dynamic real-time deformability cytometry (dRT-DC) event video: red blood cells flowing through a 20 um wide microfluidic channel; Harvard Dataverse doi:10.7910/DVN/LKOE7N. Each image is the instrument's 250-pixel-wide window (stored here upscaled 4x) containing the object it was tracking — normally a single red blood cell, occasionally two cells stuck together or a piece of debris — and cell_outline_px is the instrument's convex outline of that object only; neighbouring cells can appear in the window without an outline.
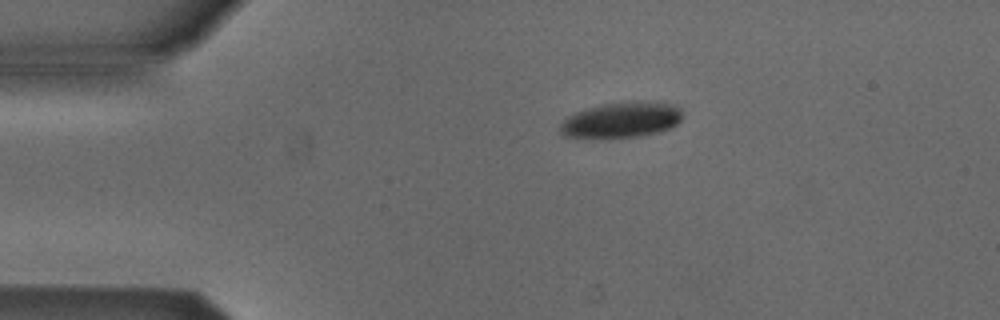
{"species": "Egyptian fruit bat (a non-hibernating species)", "species_latin": "Rousettus aegyptiacus", "temperature_condition": "cold", "stored_images_in_passage": 37, "camera_frame_rate_fps": 3000, "um_per_image_px": 0.085, "animal": {"sex": "male"}, "frame": {"image": 1, "passage_image": 1, "time_ms": 0.0, "image_size_px": [1000, 320], "cell_outline_px": [[680, 120], [672, 128], [660, 132], [640, 136], [608, 140], [592, 140], [564, 136], [560, 132], [560, 124], [568, 116], [576, 112], [588, 108], [604, 104], [624, 100], [656, 100], [676, 104], [680, 108]], "centroid_in_image_um": [52.82, 10.21], "position_along_channel_um": 32.2, "area_um2": 26.7}}
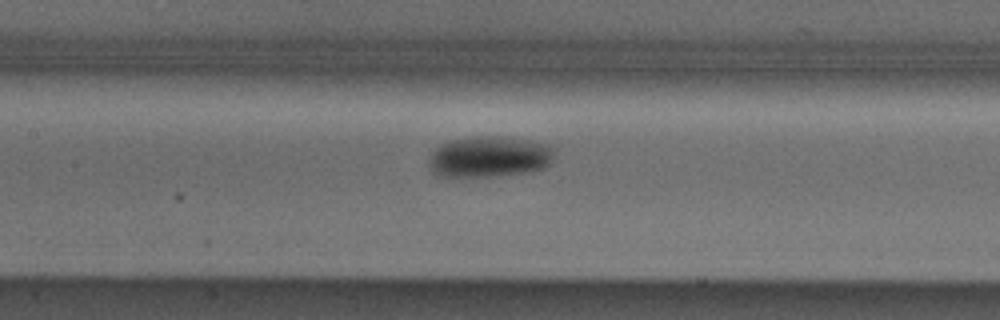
{"frame": {"image": 2, "passage_image": 15, "time_ms": 4.667, "image_size_px": [1000, 320], "cell_outline_px": [[552, 160], [544, 168], [524, 172], [488, 176], [436, 176], [432, 172], [428, 164], [428, 160], [432, 152], [440, 144], [452, 140], [472, 136], [500, 136], [528, 140], [548, 144], [552, 148]], "centroid_in_image_um": [41.53, 13.31], "position_along_channel_um": 165.9, "area_um2": 29.82}}
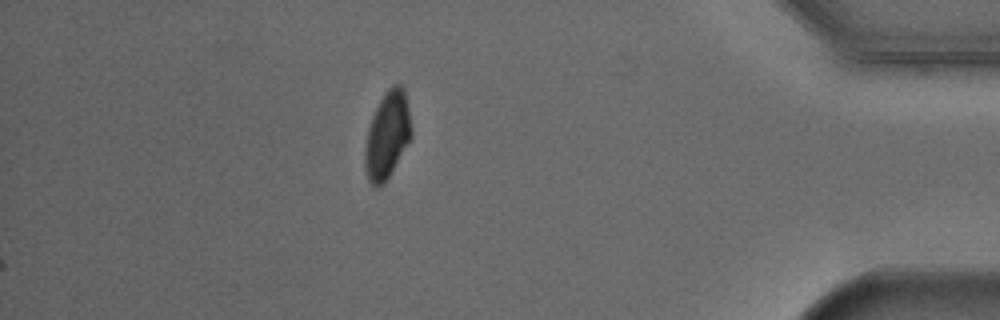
{"frame": {"image": 3, "passage_image": 37, "time_ms": 12.0, "image_size_px": [1000, 320], "cell_outline_px": [[412, 136], [388, 176], [380, 184], [372, 184], [368, 180], [364, 164], [364, 152], [368, 128], [372, 116], [384, 92], [392, 84], [400, 84], [404, 88], [412, 128]], "centroid_in_image_um": [32.92, 11.41], "position_along_channel_um": 402.3, "area_um2": 23.06}, "authors_computed_cell_mechanics": {"area_um2": 28.033, "velocity_mm_per_s": 3.8487, "shape_relaxation_time_tau1_ms": 3.3525, "shape_relaxation_time_tau2_ms": null, "deformation_change_tau1": 0.0862, "deformation_change_tau2": null}}